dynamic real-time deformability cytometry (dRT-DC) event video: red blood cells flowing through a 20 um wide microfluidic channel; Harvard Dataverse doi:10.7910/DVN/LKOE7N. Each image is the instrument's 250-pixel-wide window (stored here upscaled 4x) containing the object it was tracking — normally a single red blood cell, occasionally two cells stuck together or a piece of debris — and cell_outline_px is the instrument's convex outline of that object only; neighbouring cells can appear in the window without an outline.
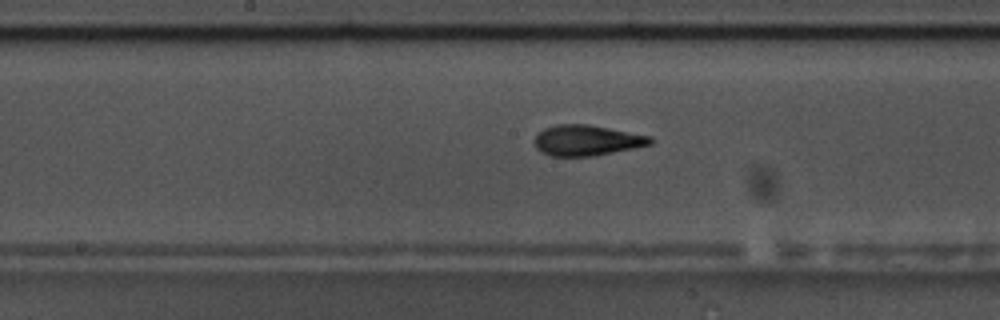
{"species": "common noctule bat (a hibernating species)", "species_latin": "Nyctalus noctula", "temperature_condition": "warm", "stored_images_in_passage": 39, "camera_frame_rate_fps": 3000, "um_per_image_px": 0.085, "animal": {"sex": "male", "body_mass_g": 17.5, "forearm_length_mm": 52.3}, "frame": {"image": 1, "passage_image": 12, "time_ms": 3.667, "image_size_px": [1000, 320], "cell_outline_px": [[652, 144], [592, 156], [548, 156], [540, 152], [536, 148], [536, 132], [544, 128], [556, 124], [588, 124], [652, 136]], "centroid_in_image_um": [49.84, 11.92], "position_along_channel_um": 198.4, "area_um2": 20.63}}
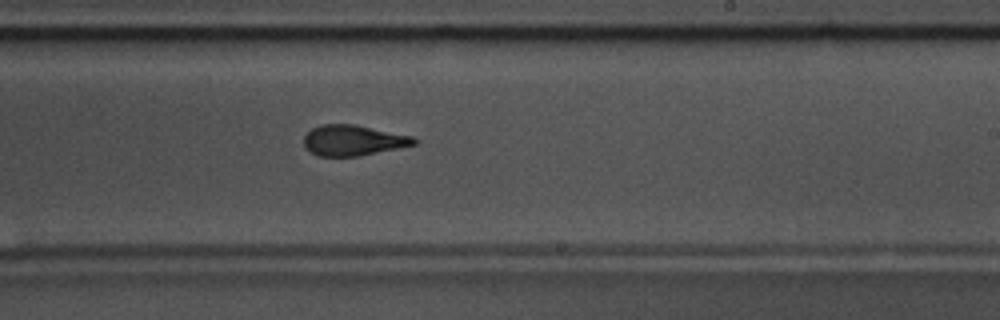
{"frame": {"image": 2, "passage_image": 17, "time_ms": 5.333, "image_size_px": [1000, 320], "cell_outline_px": [[420, 140], [416, 144], [360, 156], [320, 156], [304, 148], [304, 136], [312, 128], [320, 124], [352, 124], [412, 136]], "centroid_in_image_um": [30.01, 11.93], "position_along_channel_um": 259.0, "area_um2": 19.54}, "authors_computed_cell_mechanics": {"area_um2": 19.941, "velocity_mm_per_s": 3.6523, "shape_relaxation_time_tau1_ms": 4.0857, "shape_relaxation_time_tau2_ms": 2.0318, "deformation_change_tau1": 0.181, "deformation_change_tau2": 0.11}}